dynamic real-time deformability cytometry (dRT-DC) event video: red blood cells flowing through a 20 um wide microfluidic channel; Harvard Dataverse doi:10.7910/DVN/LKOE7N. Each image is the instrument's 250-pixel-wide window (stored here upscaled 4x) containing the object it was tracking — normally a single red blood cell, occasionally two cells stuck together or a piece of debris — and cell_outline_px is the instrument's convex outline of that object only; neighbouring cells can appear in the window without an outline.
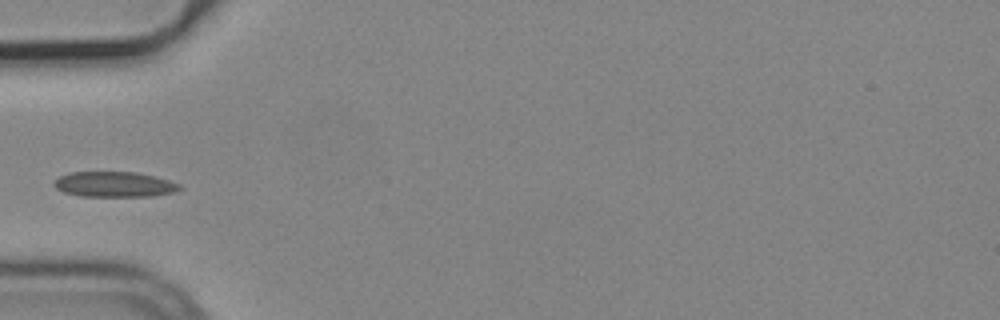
{"species": "common noctule bat (a hibernating species)", "species_latin": "Nyctalus noctula", "temperature_condition": "cold", "stored_images_in_passage": 5, "camera_frame_rate_fps": 3000, "um_per_image_px": 0.085, "animal": {"sex": "male", "body_mass_g": 19.2, "forearm_length_mm": 51.8}, "frame": {"image": 1, "passage_image": 5, "time_ms": 1.333, "image_size_px": [1000, 320], "cell_outline_px": [[180, 188], [172, 192], [152, 196], [80, 196], [64, 192], [56, 188], [52, 184], [60, 176], [68, 172], [136, 172], [156, 176], [180, 184]], "centroid_in_image_um": [9.69, 15.66], "position_along_channel_um": 75.3, "area_um2": 18.44}}